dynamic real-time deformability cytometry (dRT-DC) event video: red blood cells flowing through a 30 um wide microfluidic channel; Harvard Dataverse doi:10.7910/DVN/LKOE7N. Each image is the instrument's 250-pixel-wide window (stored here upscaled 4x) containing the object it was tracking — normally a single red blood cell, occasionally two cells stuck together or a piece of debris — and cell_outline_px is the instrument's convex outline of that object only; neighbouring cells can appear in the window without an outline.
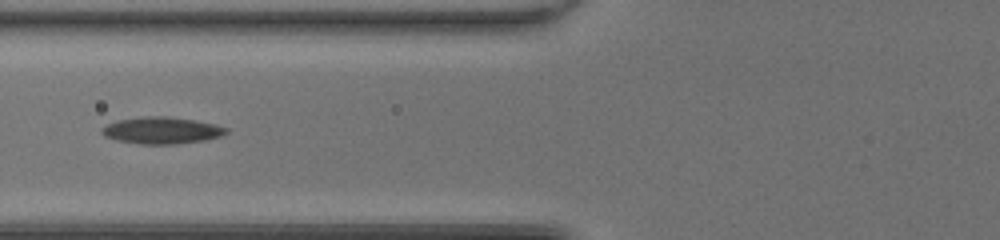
{"species": "common noctule bat (a hibernating species)", "species_latin": "Nyctalus noctula", "temperature_condition": "room temperature", "stored_images_in_passage": 33, "camera_frame_rate_fps": 3000, "um_per_image_px": 0.085, "animal": {"sex": "female", "body_mass_g": 20.0, "forearm_length_mm": 54.0}, "frame": {"image": 1, "passage_image": 5, "time_ms": 1.333, "image_size_px": [1000, 240], "cell_outline_px": [[228, 132], [220, 136], [204, 140], [176, 144], [140, 144], [116, 140], [104, 136], [100, 132], [100, 128], [116, 120], [140, 116], [168, 116], [196, 120], [216, 124], [228, 128]], "centroid_in_image_um": [13.72, 11.07], "position_along_channel_um": 112.1, "area_um2": 19.65}}
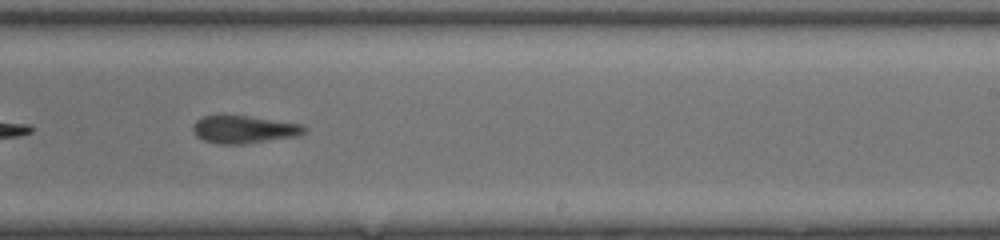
{"frame": {"image": 2, "passage_image": 16, "time_ms": 5.0, "image_size_px": [1000, 240], "cell_outline_px": [[308, 128], [300, 136], [244, 144], [220, 144], [204, 140], [196, 136], [192, 128], [192, 124], [200, 116], [224, 112], [304, 124]], "centroid_in_image_um": [20.71, 10.95], "position_along_channel_um": 268.3, "area_um2": 18.9}}
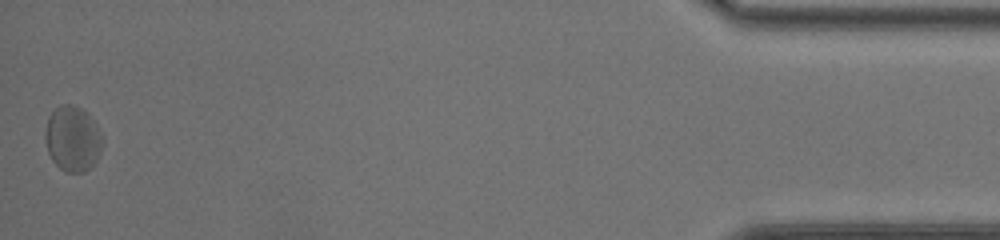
{"frame": {"image": 3, "passage_image": 33, "time_ms": 10.667, "image_size_px": [1000, 240], "cell_outline_px": [[104, 140], [100, 152], [96, 160], [84, 172], [64, 172], [52, 160], [48, 152], [44, 136], [44, 132], [48, 116], [60, 104], [72, 104], [88, 112], [104, 136]], "centroid_in_image_um": [6.18, 11.77], "position_along_channel_um": 429.0, "area_um2": 22.08}, "authors_computed_cell_mechanics": {"area_um2": 19.1896, "velocity_mm_per_s": 4.2615, "shape_relaxation_time_tau1_ms": null, "shape_relaxation_time_tau2_ms": 3.4255, "deformation_change_tau1": null, "deformation_change_tau2": 0.1272}}